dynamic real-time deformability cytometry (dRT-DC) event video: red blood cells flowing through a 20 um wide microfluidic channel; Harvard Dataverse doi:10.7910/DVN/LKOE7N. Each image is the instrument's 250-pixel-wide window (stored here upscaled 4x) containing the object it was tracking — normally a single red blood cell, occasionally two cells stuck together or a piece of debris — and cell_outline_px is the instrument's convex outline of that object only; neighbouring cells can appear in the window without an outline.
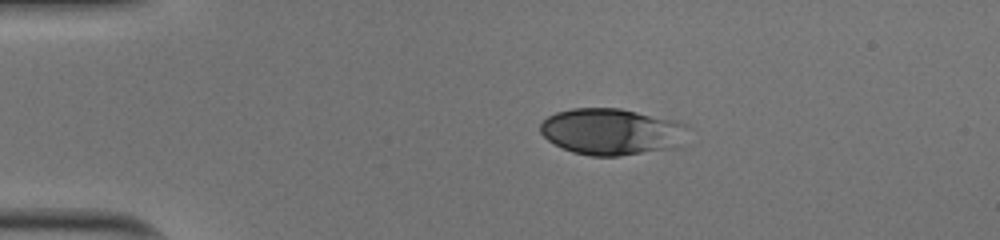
{"species": "human", "species_latin": "Homo sapiens", "temperature_condition": "cold", "stored_images_in_passage": 41, "camera_frame_rate_fps": 3000, "um_per_image_px": 0.085, "donor": {"sex": "male"}, "frame": {"image": 1, "passage_image": 1, "time_ms": 0.0, "image_size_px": [1000, 240], "cell_outline_px": [[692, 128], [680, 148], [620, 156], [592, 156], [572, 152], [548, 140], [540, 132], [540, 124], [548, 116], [556, 112], [572, 108], [620, 108], [676, 120]], "centroid_in_image_um": [52.08, 11.2], "position_along_channel_um": 32.9, "area_um2": 40.69}}
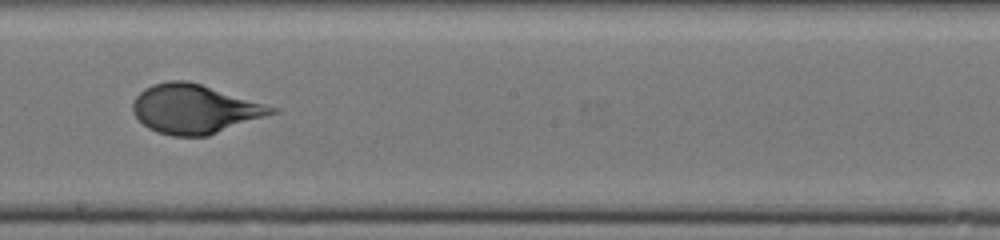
{"frame": {"image": 2, "passage_image": 20, "time_ms": 6.333, "image_size_px": [1000, 240], "cell_outline_px": [[280, 112], [208, 136], [172, 136], [156, 132], [148, 128], [132, 112], [132, 104], [136, 96], [144, 88], [152, 84], [168, 80], [188, 80], [280, 108]], "centroid_in_image_um": [16.57, 9.26], "position_along_channel_um": 231.6, "area_um2": 40.06}}
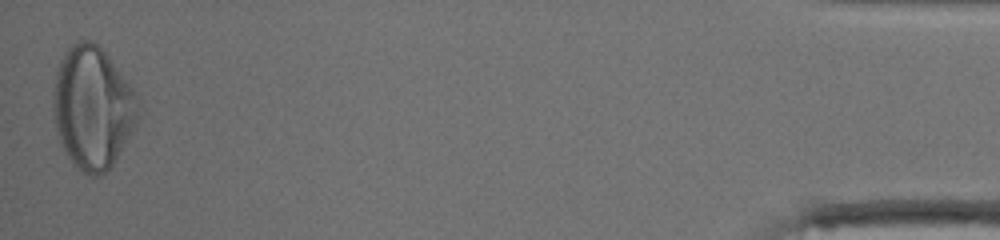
{"frame": {"image": 3, "passage_image": 41, "time_ms": 13.333, "image_size_px": [1000, 240], "cell_outline_px": [[136, 128], [112, 164], [104, 172], [96, 176], [92, 176], [76, 168], [72, 164], [60, 140], [56, 128], [52, 108], [52, 104], [56, 72], [60, 60], [64, 52], [72, 44], [80, 40], [92, 40], [104, 52], [132, 88], [136, 96]], "centroid_in_image_um": [7.84, 9.16], "position_along_channel_um": 427.4, "area_um2": 59.77}, "authors_computed_cell_mechanics": {"area_um2": 39.593, "velocity_mm_per_s": 4.0035, "shape_relaxation_time_tau1_ms": 3.8754, "shape_relaxation_time_tau2_ms": null, "deformation_change_tau1": 0.183, "deformation_change_tau2": null}}